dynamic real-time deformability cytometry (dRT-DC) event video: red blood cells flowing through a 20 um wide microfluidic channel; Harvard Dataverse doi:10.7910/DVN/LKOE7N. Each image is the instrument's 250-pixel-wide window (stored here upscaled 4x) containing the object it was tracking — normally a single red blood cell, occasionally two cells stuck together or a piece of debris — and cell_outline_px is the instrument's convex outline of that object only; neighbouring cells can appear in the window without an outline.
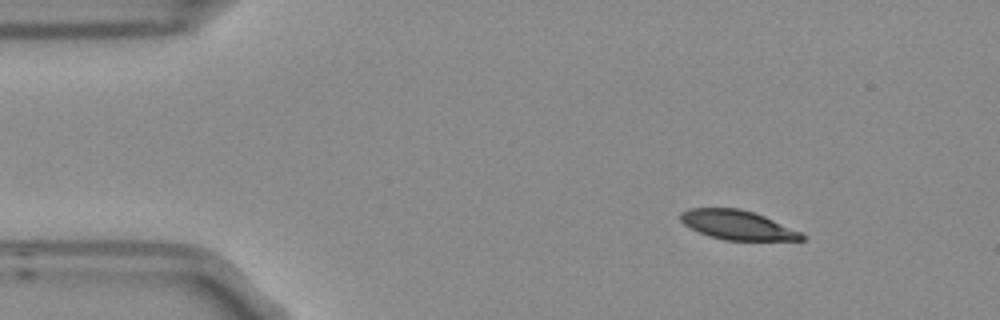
{"species": "Egyptian fruit bat (a non-hibernating species)", "species_latin": "Rousettus aegyptiacus", "temperature_condition": "room temperature", "stored_images_in_passage": 3, "camera_frame_rate_fps": 3000, "um_per_image_px": 0.085, "frame": {"image": 1, "passage_image": 1, "time_ms": 0.0, "image_size_px": [1000, 320], "cell_outline_px": [[808, 236], [804, 240], [724, 240], [708, 236], [684, 224], [680, 220], [680, 212], [688, 208], [740, 208], [764, 216], [800, 232]], "centroid_in_image_um": [62.67, 19.12], "position_along_channel_um": 22.3, "area_um2": 20.58}}